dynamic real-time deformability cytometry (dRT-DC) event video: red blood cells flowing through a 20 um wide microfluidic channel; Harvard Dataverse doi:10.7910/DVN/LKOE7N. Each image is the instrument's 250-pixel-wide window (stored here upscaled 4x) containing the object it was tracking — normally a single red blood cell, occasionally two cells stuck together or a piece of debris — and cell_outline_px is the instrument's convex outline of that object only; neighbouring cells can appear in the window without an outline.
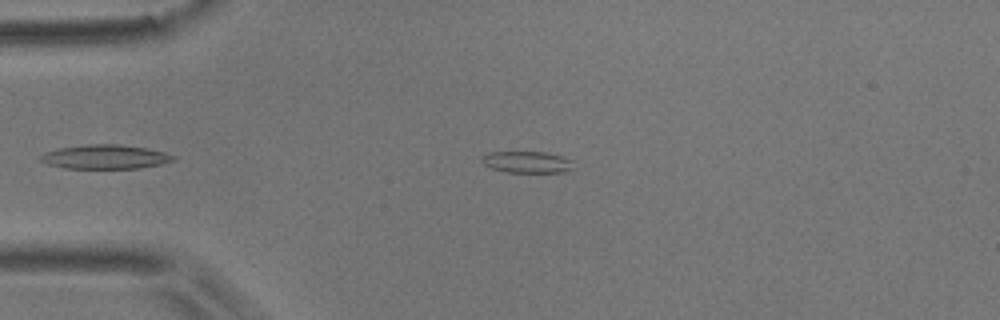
{"species": "common noctule bat (a hibernating species)", "species_latin": "Nyctalus noctula", "temperature_condition": "room temperature", "stored_images_in_passage": 41, "camera_frame_rate_fps": 3000, "um_per_image_px": 0.085, "animal": {"sex": "male", "body_mass_g": 17.9}, "frame": {"image": 1, "passage_image": 4, "time_ms": 1.0, "image_size_px": [1000, 320], "cell_outline_px": [[572, 168], [564, 172], [508, 172], [492, 168], [484, 164], [480, 160], [488, 152], [544, 152], [560, 156], [572, 160]], "centroid_in_image_um": [44.78, 13.77], "position_along_channel_um": 40.2, "area_um2": 11.33}}
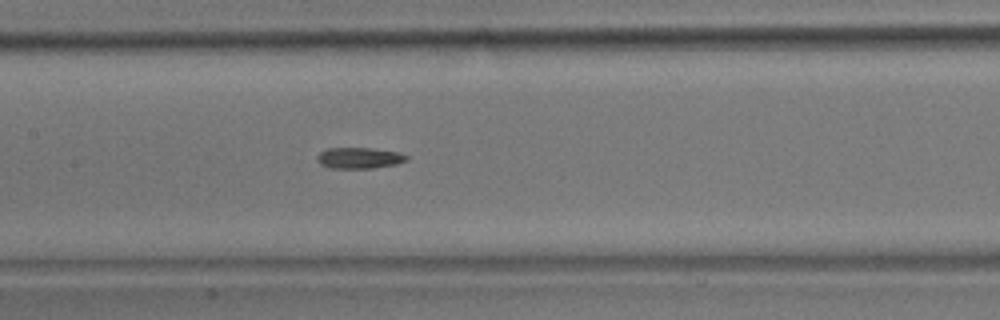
{"frame": {"image": 2, "passage_image": 17, "time_ms": 5.333, "image_size_px": [1000, 320], "cell_outline_px": [[408, 160], [396, 164], [372, 168], [332, 168], [320, 164], [316, 160], [316, 156], [320, 152], [328, 148], [372, 148], [400, 152], [408, 156]], "centroid_in_image_um": [30.54, 13.42], "position_along_channel_um": 176.9, "area_um2": 11.04}}
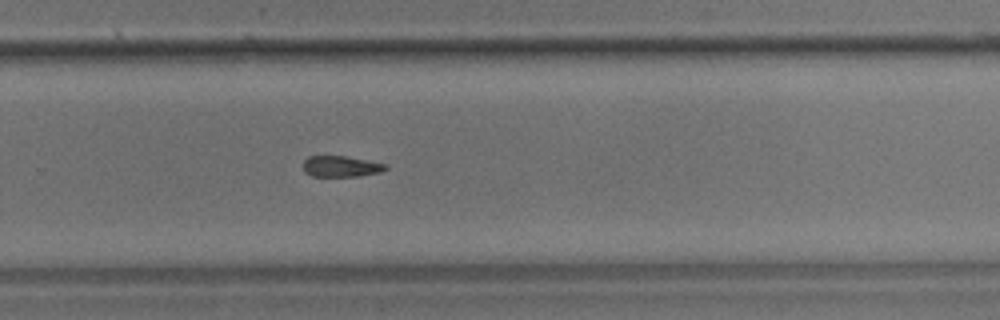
{"frame": {"image": 3, "passage_image": 27, "time_ms": 8.667, "image_size_px": [1000, 320], "cell_outline_px": [[388, 168], [380, 172], [360, 176], [312, 176], [304, 172], [304, 160], [308, 156], [344, 156], [368, 160], [388, 164]], "centroid_in_image_um": [29.01, 14.14], "position_along_channel_um": 300.8, "area_um2": 10.12}}